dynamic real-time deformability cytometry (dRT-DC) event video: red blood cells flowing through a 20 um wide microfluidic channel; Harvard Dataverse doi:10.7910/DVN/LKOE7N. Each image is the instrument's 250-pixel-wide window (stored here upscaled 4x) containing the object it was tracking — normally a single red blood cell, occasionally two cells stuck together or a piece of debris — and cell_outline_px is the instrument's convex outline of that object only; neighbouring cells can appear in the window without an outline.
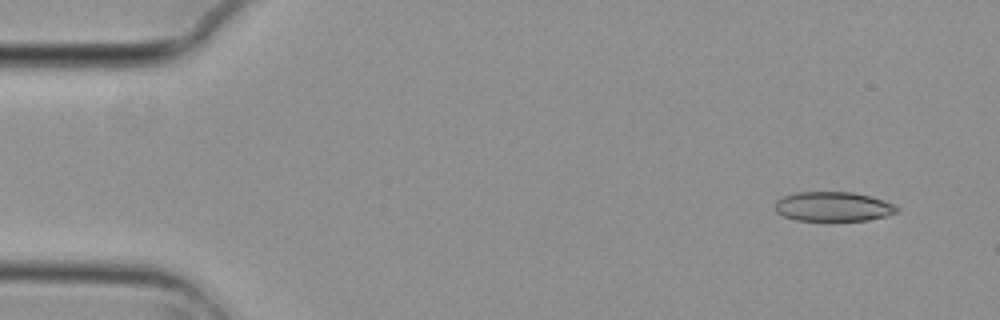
{"species": "common noctule bat (a hibernating species)", "species_latin": "Nyctalus noctula", "temperature_condition": "cold", "stored_images_in_passage": 6, "camera_frame_rate_fps": 3000, "um_per_image_px": 0.085, "animal": {"sex": "female", "body_mass_g": 29.2, "forearm_length_mm": 56.3}, "frame": {"image": 1, "passage_image": 2, "time_ms": 0.333, "image_size_px": [1000, 320], "cell_outline_px": [[900, 208], [896, 212], [888, 216], [868, 220], [796, 220], [784, 216], [776, 212], [776, 200], [784, 196], [796, 192], [852, 192], [868, 196], [892, 204]], "centroid_in_image_um": [70.8, 17.56], "position_along_channel_um": 14.2, "area_um2": 20.69}}